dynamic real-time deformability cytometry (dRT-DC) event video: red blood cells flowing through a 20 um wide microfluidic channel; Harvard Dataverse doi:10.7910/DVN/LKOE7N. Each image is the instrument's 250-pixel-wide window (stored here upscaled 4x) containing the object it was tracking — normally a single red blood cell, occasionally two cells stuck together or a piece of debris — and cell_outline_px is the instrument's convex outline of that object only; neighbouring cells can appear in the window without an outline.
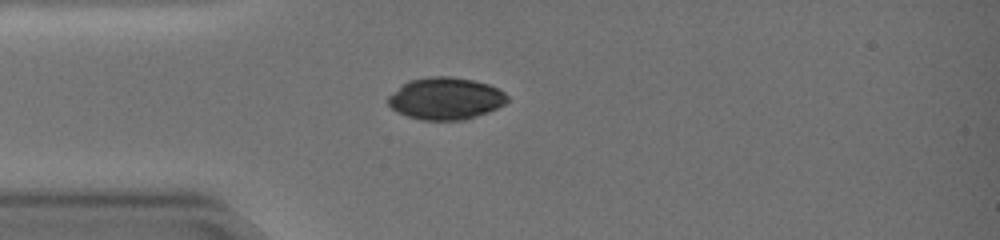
{"species": "common noctule bat (a hibernating species)", "species_latin": "Nyctalus noctula", "temperature_condition": "warm", "stored_images_in_passage": 41, "camera_frame_rate_fps": 3000, "um_per_image_px": 0.085, "animal": {"sex": "female", "body_mass_g": 19.0, "forearm_length_mm": 51.5}, "frame": {"image": 1, "passage_image": 1, "time_ms": 0.0, "image_size_px": [1000, 240], "cell_outline_px": [[508, 100], [504, 104], [488, 112], [464, 120], [420, 120], [396, 112], [388, 104], [388, 96], [408, 80], [432, 76], [448, 76], [472, 80], [488, 84], [504, 92], [508, 96]], "centroid_in_image_um": [37.86, 8.38], "position_along_channel_um": 47.1, "area_um2": 29.13}}
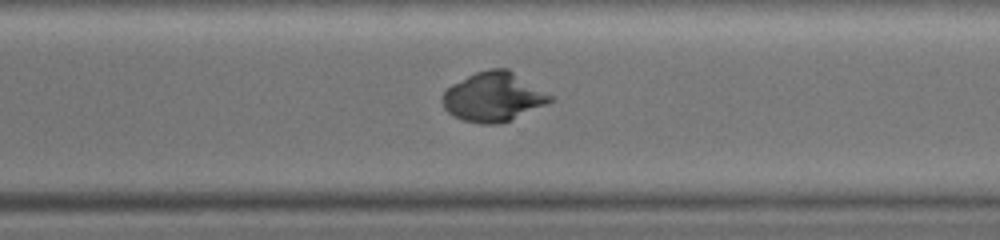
{"frame": {"image": 2, "passage_image": 26, "time_ms": 8.333, "image_size_px": [1000, 240], "cell_outline_px": [[556, 100], [512, 120], [500, 124], [480, 124], [460, 120], [452, 116], [444, 108], [440, 100], [444, 92], [452, 84], [476, 72], [488, 68], [508, 68], [552, 96]], "centroid_in_image_um": [41.93, 8.26], "position_along_channel_um": 328.7, "area_um2": 31.21}}
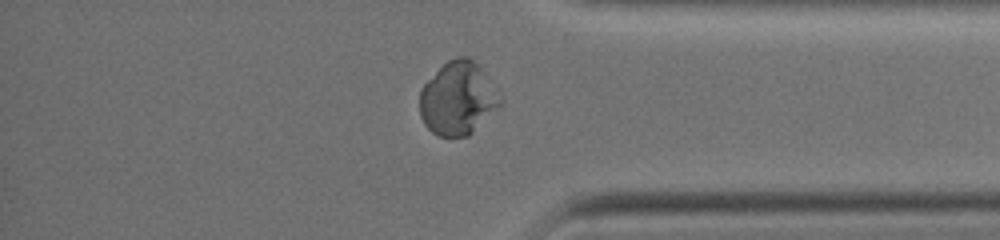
{"frame": {"image": 3, "passage_image": 32, "time_ms": 10.333, "image_size_px": [1000, 240], "cell_outline_px": [[504, 104], [468, 136], [440, 136], [432, 132], [424, 124], [420, 116], [420, 88], [448, 60], [456, 56], [468, 56], [480, 68], [504, 100]], "centroid_in_image_um": [38.94, 8.38], "position_along_channel_um": 396.3, "area_um2": 34.22}}